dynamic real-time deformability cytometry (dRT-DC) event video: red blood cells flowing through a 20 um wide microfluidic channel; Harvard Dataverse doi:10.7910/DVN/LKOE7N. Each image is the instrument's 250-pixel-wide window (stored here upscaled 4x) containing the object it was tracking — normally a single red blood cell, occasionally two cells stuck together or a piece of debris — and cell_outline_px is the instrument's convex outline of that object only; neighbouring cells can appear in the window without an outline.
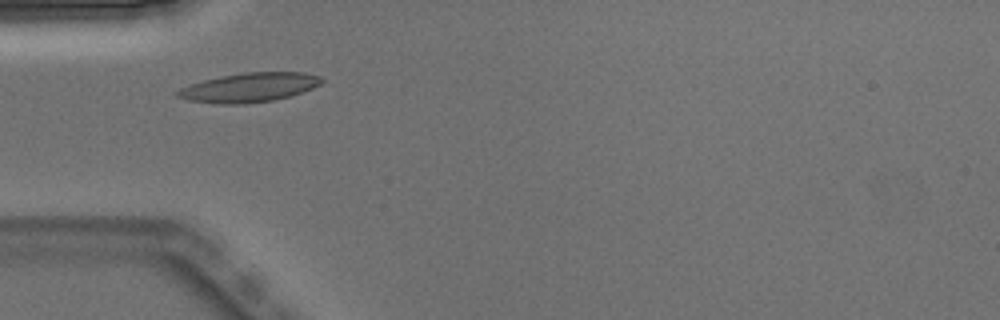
{"species": "Egyptian fruit bat (a non-hibernating species)", "species_latin": "Rousettus aegyptiacus", "temperature_condition": "warm", "stored_images_in_passage": 5, "camera_frame_rate_fps": 3000, "um_per_image_px": 0.085, "animal": {"sex": "male"}, "frame": {"image": 1, "passage_image": 2, "time_ms": 0.333, "image_size_px": [1000, 320], "cell_outline_px": [[324, 80], [320, 84], [312, 88], [288, 96], [272, 100], [244, 104], [220, 104], [188, 100], [176, 96], [176, 92], [180, 88], [204, 80], [244, 72], [304, 72], [320, 76]], "centroid_in_image_um": [21.19, 7.43], "position_along_channel_um": 63.8, "area_um2": 24.22}}
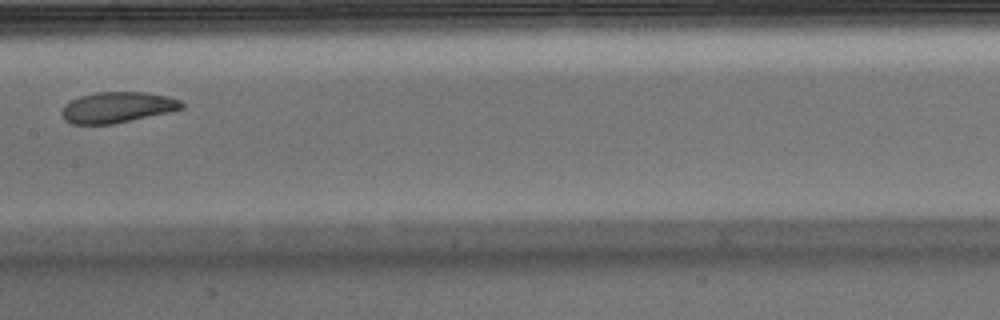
{"frame": {"image": 2, "passage_image": 5, "time_ms": 1.333, "image_size_px": [1000, 320], "cell_outline_px": [[184, 108], [168, 112], [112, 124], [72, 124], [64, 120], [60, 112], [64, 104], [68, 100], [80, 96], [96, 92], [144, 92], [168, 96], [180, 100], [184, 104]], "centroid_in_image_um": [9.92, 9.12], "position_along_channel_um": 197.5, "area_um2": 21.62}}